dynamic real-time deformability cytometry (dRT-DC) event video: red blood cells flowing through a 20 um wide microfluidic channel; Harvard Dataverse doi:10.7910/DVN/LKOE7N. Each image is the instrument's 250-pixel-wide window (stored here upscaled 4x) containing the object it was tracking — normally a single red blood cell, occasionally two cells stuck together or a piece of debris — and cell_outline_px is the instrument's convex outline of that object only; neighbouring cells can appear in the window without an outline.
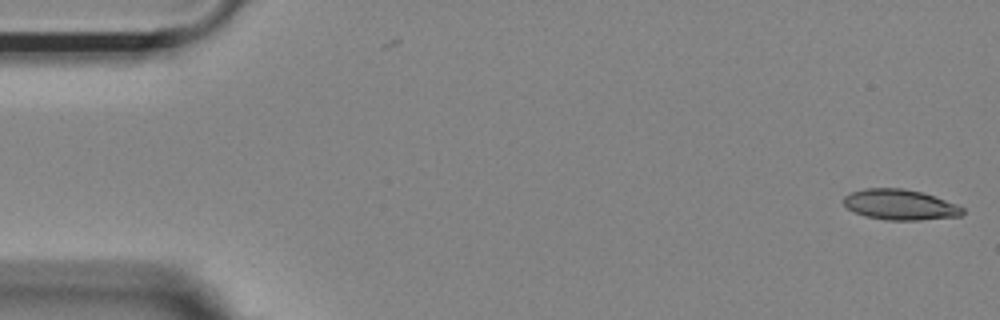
{"species": "Egyptian fruit bat (a non-hibernating species)", "species_latin": "Rousettus aegyptiacus", "temperature_condition": "room temperature", "stored_images_in_passage": 2, "camera_frame_rate_fps": 3000, "um_per_image_px": 0.085, "animal": {"sex": "female"}, "frame": {"image": 1, "passage_image": 2, "time_ms": 0.333, "image_size_px": [1000, 320], "cell_outline_px": [[964, 212], [960, 216], [920, 220], [888, 220], [864, 216], [852, 212], [844, 204], [844, 196], [852, 192], [864, 188], [904, 188], [924, 192], [956, 204], [964, 208]], "centroid_in_image_um": [76.5, 17.39], "position_along_channel_um": 8.5, "area_um2": 21.27}}